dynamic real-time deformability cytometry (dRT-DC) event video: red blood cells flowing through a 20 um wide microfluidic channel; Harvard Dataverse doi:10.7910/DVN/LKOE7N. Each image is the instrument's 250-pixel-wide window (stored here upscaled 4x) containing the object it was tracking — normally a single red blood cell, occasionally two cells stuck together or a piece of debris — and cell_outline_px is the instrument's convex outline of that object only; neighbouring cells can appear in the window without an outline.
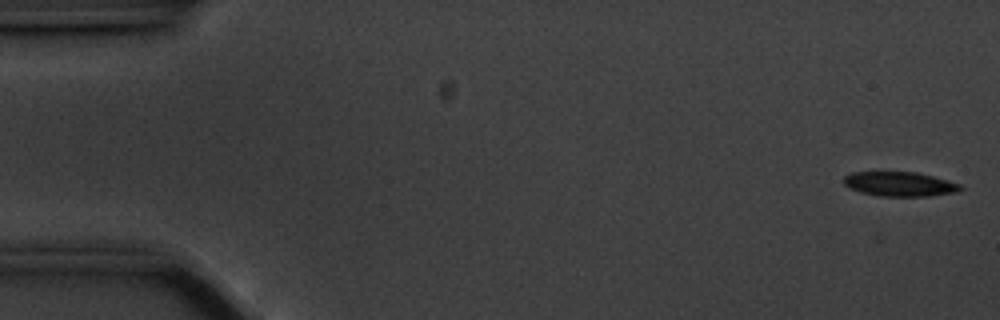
{"species": "common noctule bat (a hibernating species)", "species_latin": "Nyctalus noctula", "temperature_condition": "cold", "stored_images_in_passage": 56, "camera_frame_rate_fps": 3000, "um_per_image_px": 0.085, "animal": {"sex": "male", "body_mass_g": 20.1, "forearm_length_mm": 53.5}, "frame": {"image": 1, "passage_image": 1, "time_ms": 0.0, "image_size_px": [1000, 320], "cell_outline_px": [[964, 188], [956, 192], [928, 196], [880, 196], [860, 192], [848, 188], [840, 180], [844, 176], [852, 172], [916, 172], [948, 180], [960, 184]], "centroid_in_image_um": [76.43, 15.64], "position_along_channel_um": 8.6, "area_um2": 16.76}}
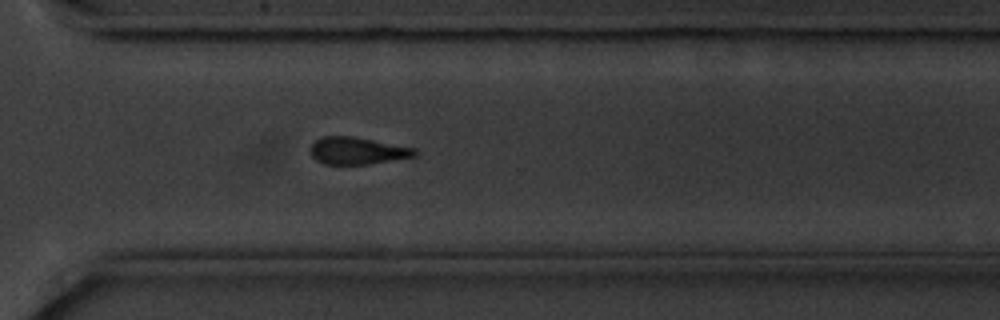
{"frame": {"image": 2, "passage_image": 40, "time_ms": 13.0, "image_size_px": [1000, 320], "cell_outline_px": [[416, 156], [368, 164], [324, 164], [316, 160], [312, 156], [312, 144], [316, 140], [324, 136], [352, 136], [416, 148]], "centroid_in_image_um": [30.38, 12.81], "position_along_channel_um": 340.2, "area_um2": 16.3}}
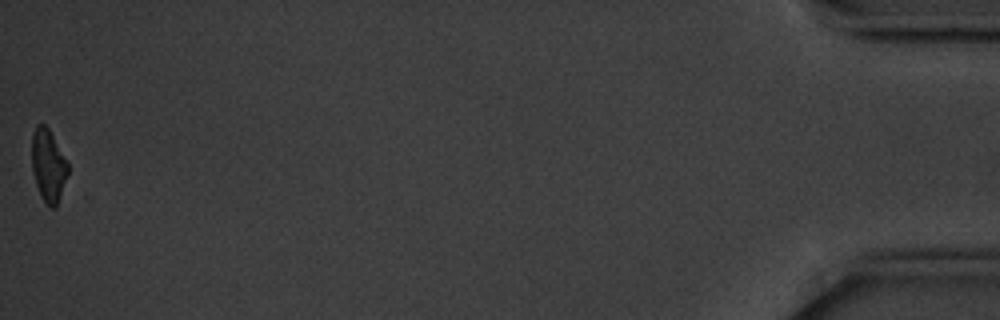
{"frame": {"image": 3, "passage_image": 56, "time_ms": 18.333, "image_size_px": [1000, 320], "cell_outline_px": [[68, 172], [56, 208], [52, 208], [40, 196], [32, 172], [32, 132], [36, 124], [44, 124], [48, 128], [68, 164]], "centroid_in_image_um": [4.08, 14.06], "position_along_channel_um": 431.1, "area_um2": 15.03}}